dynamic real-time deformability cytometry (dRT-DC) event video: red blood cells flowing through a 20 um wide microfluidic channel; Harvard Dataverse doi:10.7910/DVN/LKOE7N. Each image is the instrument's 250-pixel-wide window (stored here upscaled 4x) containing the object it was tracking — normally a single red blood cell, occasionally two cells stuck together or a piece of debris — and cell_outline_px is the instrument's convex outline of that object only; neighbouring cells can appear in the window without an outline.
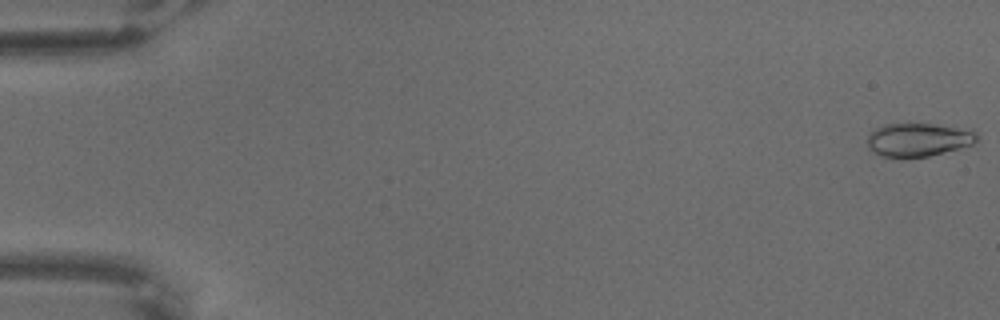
{"species": "common noctule bat (a hibernating species)", "species_latin": "Nyctalus noctula", "temperature_condition": "warm", "stored_images_in_passage": 66, "camera_frame_rate_fps": 3000, "um_per_image_px": 0.085, "animal": {"sex": "male", "body_mass_g": 18.8}, "frame": {"image": 1, "passage_image": 1, "time_ms": 0.0, "image_size_px": [1000, 320], "cell_outline_px": [[980, 136], [972, 144], [928, 156], [908, 160], [884, 156], [872, 152], [868, 148], [868, 136], [876, 128], [884, 124], [908, 120], [972, 128]], "centroid_in_image_um": [78.06, 11.83], "position_along_channel_um": 6.9, "area_um2": 22.66}}
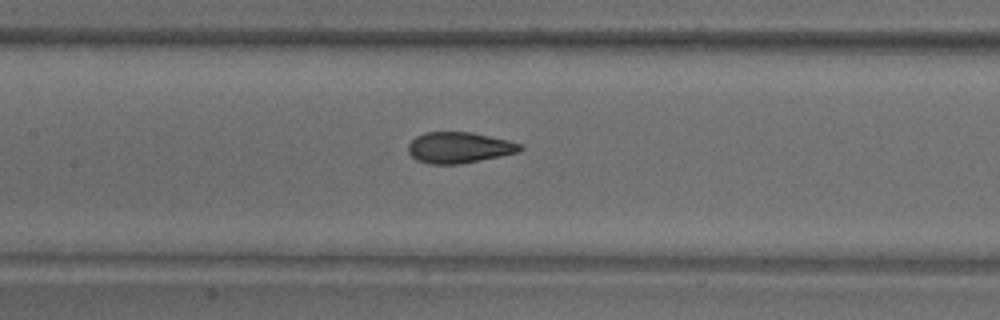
{"frame": {"image": 2, "passage_image": 32, "time_ms": 10.333, "image_size_px": [1000, 320], "cell_outline_px": [[524, 148], [520, 152], [460, 164], [432, 164], [416, 160], [408, 152], [408, 144], [416, 136], [424, 132], [472, 132], [508, 140], [524, 144]], "centroid_in_image_um": [39.05, 12.54], "position_along_channel_um": 168.4, "area_um2": 20.35}}
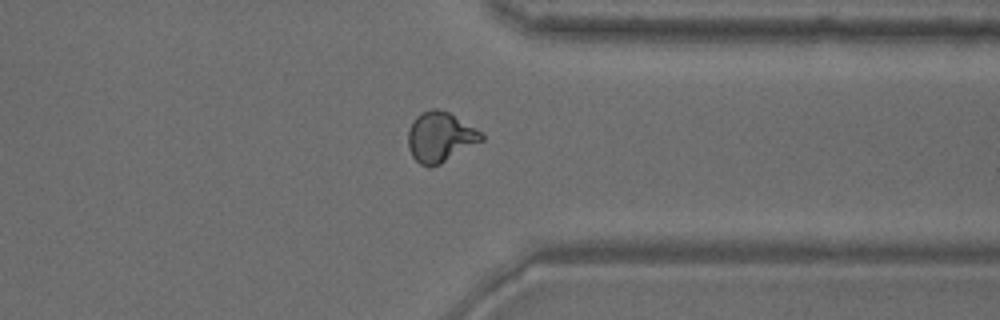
{"frame": {"image": 3, "passage_image": 52, "time_ms": 17.0, "image_size_px": [1000, 320], "cell_outline_px": [[484, 140], [440, 164], [432, 168], [428, 168], [420, 164], [412, 156], [408, 148], [408, 132], [416, 116], [420, 112], [432, 108], [436, 108], [448, 112], [480, 132], [484, 136]], "centroid_in_image_um": [37.39, 11.67], "position_along_channel_um": 374.0, "area_um2": 21.27}}